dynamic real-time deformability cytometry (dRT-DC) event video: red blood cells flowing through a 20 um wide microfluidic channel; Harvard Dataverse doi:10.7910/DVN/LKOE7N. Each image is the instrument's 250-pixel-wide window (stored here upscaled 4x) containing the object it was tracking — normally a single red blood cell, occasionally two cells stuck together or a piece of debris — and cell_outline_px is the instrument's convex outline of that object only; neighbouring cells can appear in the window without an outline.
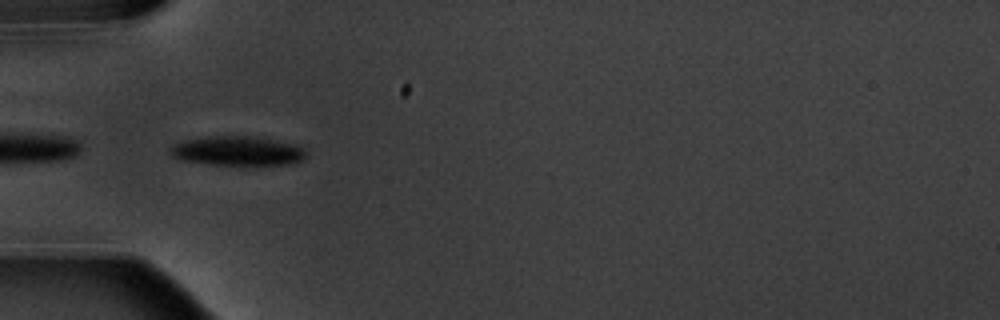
{"species": "common noctule bat (a hibernating species)", "species_latin": "Nyctalus noctula", "temperature_condition": "warm", "stored_images_in_passage": 15, "camera_frame_rate_fps": 3000, "um_per_image_px": 0.085, "animal": {"sex": "male", "body_mass_g": 20.1, "forearm_length_mm": 53.5}, "frame": {"image": 1, "passage_image": 5, "time_ms": 5.333, "image_size_px": [1000, 320], "cell_outline_px": [[308, 156], [304, 160], [292, 164], [256, 168], [212, 164], [184, 160], [172, 156], [168, 152], [168, 148], [172, 144], [184, 140], [208, 136], [256, 136], [296, 144], [304, 148], [308, 152]], "centroid_in_image_um": [20.29, 12.87], "position_along_channel_um": 64.7, "area_um2": 24.62}}
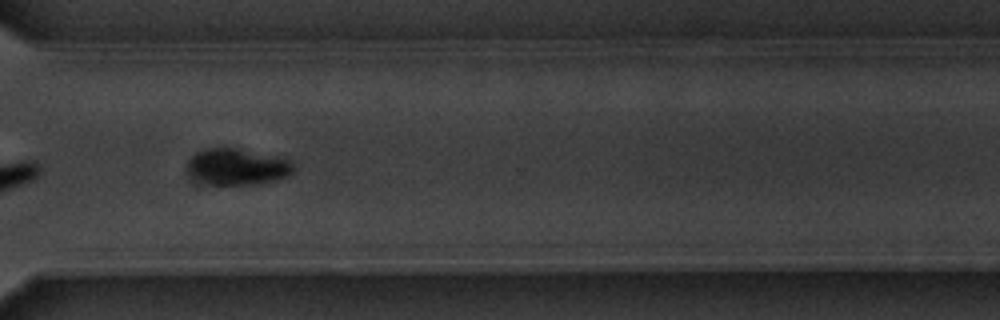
{"frame": {"image": 2, "passage_image": 12, "time_ms": 13.333, "image_size_px": [1000, 320], "cell_outline_px": [[296, 164], [292, 172], [288, 176], [276, 180], [256, 184], [224, 188], [220, 188], [208, 184], [188, 176], [184, 168], [184, 164], [200, 148], [216, 144], [224, 144], [284, 156], [292, 160]], "centroid_in_image_um": [20.11, 14.14], "position_along_channel_um": 350.5, "area_um2": 25.09}}
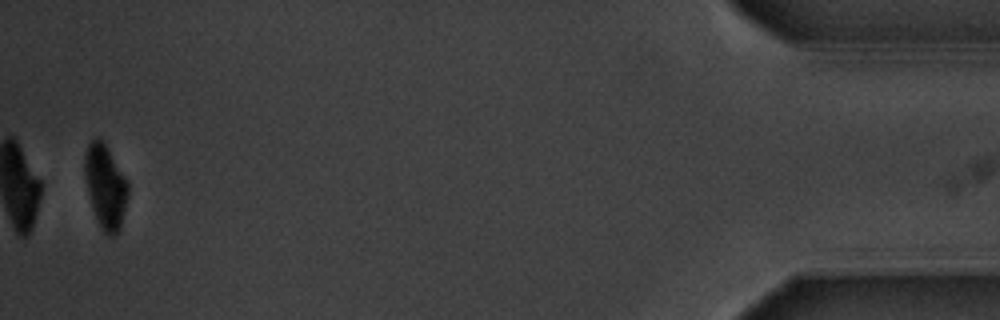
{"frame": {"image": 3, "passage_image": 15, "time_ms": 17.667, "image_size_px": [1000, 320], "cell_outline_px": [[128, 196], [120, 228], [112, 236], [108, 236], [104, 232], [96, 216], [88, 192], [84, 176], [84, 156], [88, 144], [96, 136], [100, 136], [104, 140], [128, 184]], "centroid_in_image_um": [8.95, 15.78], "position_along_channel_um": 426.3, "area_um2": 20.87}, "authors_computed_cell_mechanics": {"area_um2": 26.4146, "velocity_mm_per_s": 3.5956, "shape_relaxation_time_tau1_ms": 1.3026, "shape_relaxation_time_tau2_ms": null, "deformation_change_tau1": 0.0699, "deformation_change_tau2": null}}